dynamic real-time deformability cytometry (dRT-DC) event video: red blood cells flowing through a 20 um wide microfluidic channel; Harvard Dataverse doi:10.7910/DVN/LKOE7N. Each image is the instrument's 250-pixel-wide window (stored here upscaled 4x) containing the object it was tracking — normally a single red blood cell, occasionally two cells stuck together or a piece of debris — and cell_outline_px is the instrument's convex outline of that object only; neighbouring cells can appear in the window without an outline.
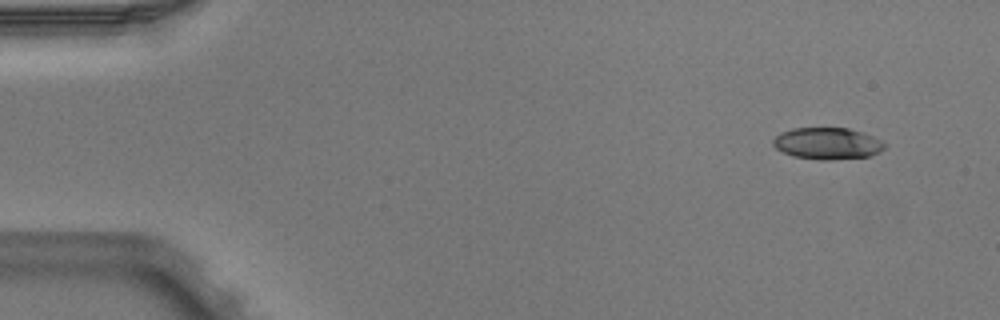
{"species": "Egyptian fruit bat (a non-hibernating species)", "species_latin": "Rousettus aegyptiacus", "temperature_condition": "warm", "stored_images_in_passage": 4, "camera_frame_rate_fps": 3000, "um_per_image_px": 0.085, "animal": {"sex": "male"}, "frame": {"image": 1, "passage_image": 1, "time_ms": 0.0, "image_size_px": [1000, 320], "cell_outline_px": [[884, 148], [880, 152], [868, 156], [828, 160], [820, 160], [792, 156], [776, 148], [772, 144], [772, 140], [780, 132], [792, 128], [848, 128], [872, 136], [880, 140], [884, 144]], "centroid_in_image_um": [70.28, 12.19], "position_along_channel_um": 14.7, "area_um2": 20.46}}
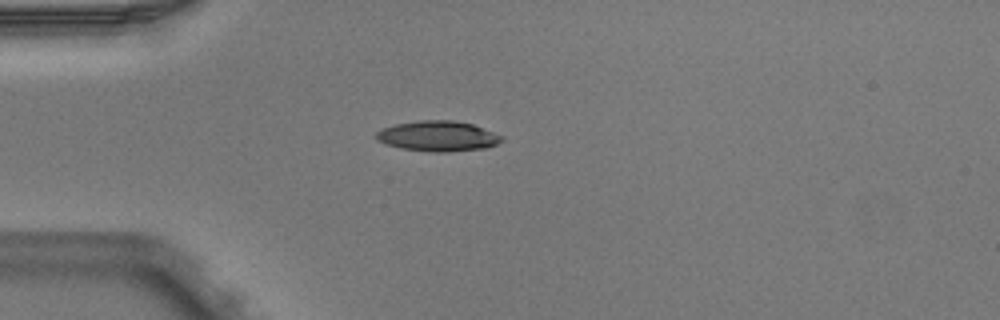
{"frame": {"image": 2, "passage_image": 3, "time_ms": 0.667, "image_size_px": [1000, 320], "cell_outline_px": [[504, 140], [488, 148], [448, 152], [432, 152], [400, 148], [376, 140], [376, 132], [380, 128], [396, 124], [420, 120], [452, 120], [472, 124], [504, 136]], "centroid_in_image_um": [37.24, 11.57], "position_along_channel_um": 47.8, "area_um2": 22.31}}